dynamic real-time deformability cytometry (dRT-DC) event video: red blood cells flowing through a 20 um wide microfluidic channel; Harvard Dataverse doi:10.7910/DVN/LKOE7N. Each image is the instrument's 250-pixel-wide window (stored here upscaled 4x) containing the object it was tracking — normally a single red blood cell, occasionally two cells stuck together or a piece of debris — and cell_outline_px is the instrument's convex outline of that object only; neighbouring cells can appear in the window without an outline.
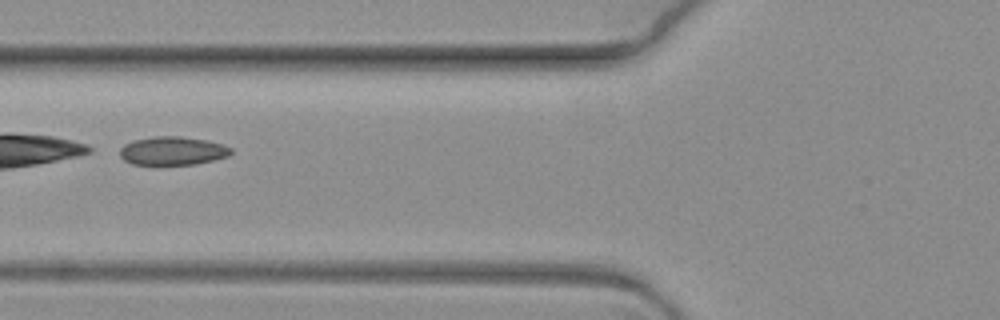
{"species": "common noctule bat (a hibernating species)", "species_latin": "Nyctalus noctula", "temperature_condition": "warm", "stored_images_in_passage": 6, "camera_frame_rate_fps": 3000, "um_per_image_px": 0.085, "animal": {"sex": "female", "body_mass_g": 19.3, "forearm_length_mm": 54.1}, "frame": {"image": 1, "passage_image": 5, "time_ms": 1.333, "image_size_px": [1000, 320], "cell_outline_px": [[232, 152], [228, 156], [196, 164], [132, 164], [124, 160], [120, 156], [120, 148], [124, 144], [132, 140], [156, 136], [180, 136], [208, 140], [224, 144], [232, 148]], "centroid_in_image_um": [14.68, 12.81], "position_along_channel_um": 111.1, "area_um2": 18.5}}